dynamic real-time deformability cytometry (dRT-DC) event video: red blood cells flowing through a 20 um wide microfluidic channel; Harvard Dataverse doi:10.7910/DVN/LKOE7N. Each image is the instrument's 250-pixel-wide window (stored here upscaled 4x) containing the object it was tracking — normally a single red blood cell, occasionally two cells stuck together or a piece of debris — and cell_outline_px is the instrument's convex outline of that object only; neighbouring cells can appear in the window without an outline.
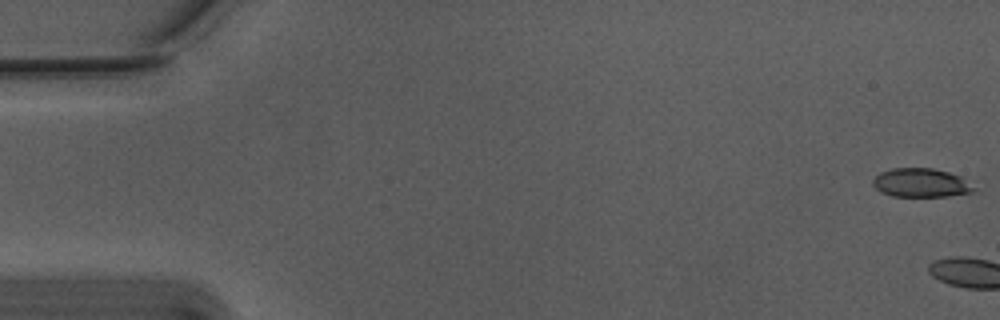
{"species": "Egyptian fruit bat (a non-hibernating species)", "species_latin": "Rousettus aegyptiacus", "temperature_condition": "warm", "stored_images_in_passage": 3, "camera_frame_rate_fps": 3000, "um_per_image_px": 0.085, "animal": {"sex": "male"}, "frame": {"image": 1, "passage_image": 1, "time_ms": 0.0, "image_size_px": [1000, 320], "cell_outline_px": [[976, 192], [948, 196], [892, 196], [880, 192], [872, 184], [872, 180], [880, 172], [892, 168], [932, 168], [948, 172], [960, 176], [976, 188]], "centroid_in_image_um": [78.28, 15.54], "position_along_channel_um": 6.7, "area_um2": 16.99}}